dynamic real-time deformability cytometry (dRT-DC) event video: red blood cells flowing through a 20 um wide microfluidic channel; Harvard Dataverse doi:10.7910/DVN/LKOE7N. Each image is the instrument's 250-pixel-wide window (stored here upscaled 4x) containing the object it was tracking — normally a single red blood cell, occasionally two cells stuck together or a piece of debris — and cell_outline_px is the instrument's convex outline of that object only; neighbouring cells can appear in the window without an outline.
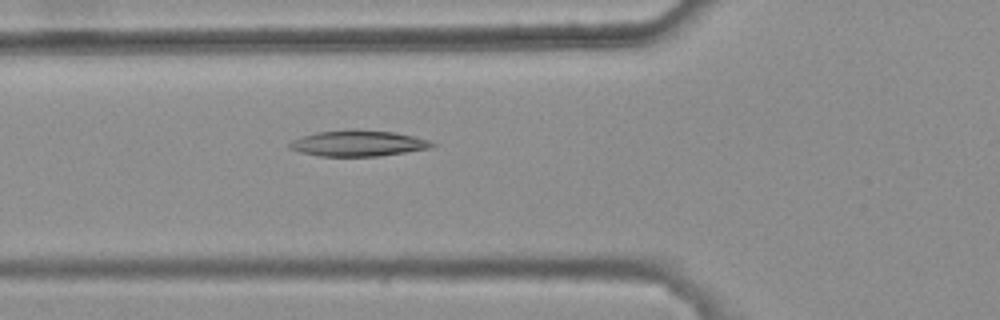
{"species": "common noctule bat (a hibernating species)", "species_latin": "Nyctalus noctula", "temperature_condition": "warm", "stored_images_in_passage": 4, "camera_frame_rate_fps": 3000, "um_per_image_px": 0.085, "animal": {"sex": "female", "body_mass_g": 25.1}, "frame": {"image": 1, "passage_image": 4, "time_ms": 1.0, "image_size_px": [1000, 320], "cell_outline_px": [[436, 144], [432, 148], [376, 156], [320, 156], [300, 152], [288, 148], [288, 144], [292, 140], [316, 132], [352, 128], [396, 132], [432, 140]], "centroid_in_image_um": [30.47, 12.16], "position_along_channel_um": 95.3, "area_um2": 21.79}}